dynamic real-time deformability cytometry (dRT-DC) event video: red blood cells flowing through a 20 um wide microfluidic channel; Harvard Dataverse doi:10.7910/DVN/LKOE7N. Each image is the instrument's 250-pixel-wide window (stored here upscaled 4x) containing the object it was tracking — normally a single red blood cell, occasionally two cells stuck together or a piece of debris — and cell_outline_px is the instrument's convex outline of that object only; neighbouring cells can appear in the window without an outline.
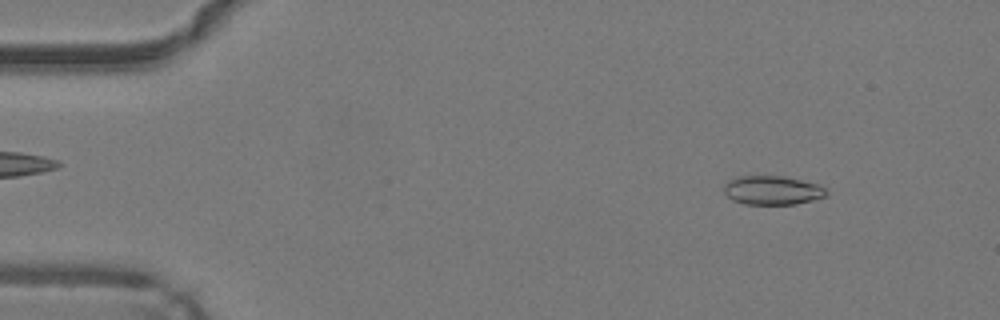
{"species": "common noctule bat (a hibernating species)", "species_latin": "Nyctalus noctula", "temperature_condition": "warm", "stored_images_in_passage": 48, "camera_frame_rate_fps": 3000, "um_per_image_px": 0.085, "animal": {"sex": "male", "body_mass_g": 19.2, "forearm_length_mm": 51.8}, "frame": {"image": 1, "passage_image": 6, "time_ms": 1.667, "image_size_px": [1000, 320], "cell_outline_px": [[828, 196], [796, 204], [744, 204], [732, 200], [724, 192], [724, 184], [728, 180], [740, 176], [784, 176], [816, 184], [824, 188], [828, 192]], "centroid_in_image_um": [65.64, 16.18], "position_along_channel_um": 19.4, "area_um2": 17.22}}
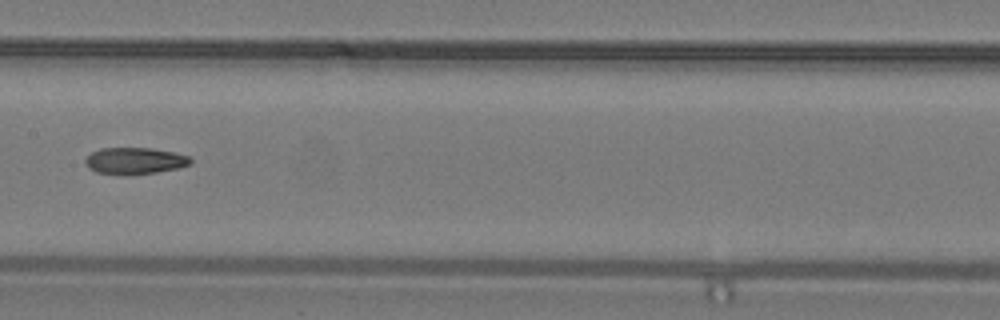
{"frame": {"image": 2, "passage_image": 25, "time_ms": 8.0, "image_size_px": [1000, 320], "cell_outline_px": [[192, 164], [180, 168], [156, 172], [96, 172], [88, 168], [84, 160], [92, 152], [100, 148], [152, 148], [172, 152], [188, 156], [192, 160]], "centroid_in_image_um": [11.49, 13.63], "position_along_channel_um": 195.9, "area_um2": 15.66}}
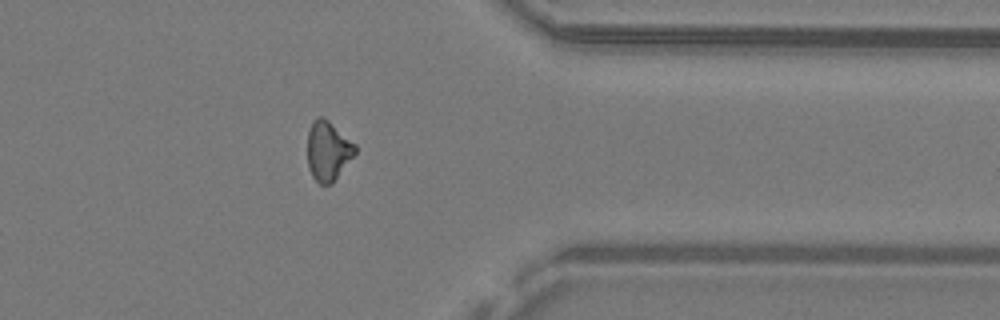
{"frame": {"image": 3, "passage_image": 39, "time_ms": 12.667, "image_size_px": [1000, 320], "cell_outline_px": [[356, 152], [332, 184], [320, 184], [312, 176], [308, 168], [308, 132], [312, 120], [316, 116], [324, 116], [356, 144]], "centroid_in_image_um": [27.87, 12.79], "position_along_channel_um": 383.5, "area_um2": 16.65}, "authors_computed_cell_mechanics": {"area_um2": 16.7909, "velocity_mm_per_s": 4.2905, "shape_relaxation_time_tau1_ms": null, "shape_relaxation_time_tau2_ms": 6.2275, "deformation_change_tau1": null, "deformation_change_tau2": 0.1419}}